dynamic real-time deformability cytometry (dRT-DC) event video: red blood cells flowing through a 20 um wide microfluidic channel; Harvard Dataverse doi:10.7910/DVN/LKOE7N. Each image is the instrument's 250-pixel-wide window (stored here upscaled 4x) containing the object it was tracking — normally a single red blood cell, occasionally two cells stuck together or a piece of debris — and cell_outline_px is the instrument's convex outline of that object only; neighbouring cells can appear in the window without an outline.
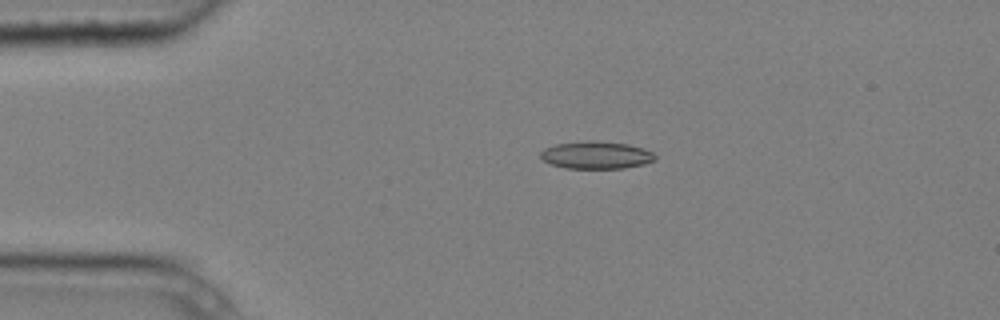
{"species": "common noctule bat (a hibernating species)", "species_latin": "Nyctalus noctula", "temperature_condition": "cold", "stored_images_in_passage": 3, "camera_frame_rate_fps": 3000, "um_per_image_px": 0.085, "animal": {"sex": "male", "body_mass_g": 20.4}, "frame": {"image": 1, "passage_image": 2, "time_ms": 0.333, "image_size_px": [1000, 320], "cell_outline_px": [[656, 160], [644, 164], [624, 168], [564, 168], [548, 164], [540, 156], [540, 152], [544, 148], [556, 144], [588, 140], [596, 140], [628, 144], [644, 148], [652, 152], [656, 156]], "centroid_in_image_um": [50.67, 13.18], "position_along_channel_um": 34.3, "area_um2": 18.55}}